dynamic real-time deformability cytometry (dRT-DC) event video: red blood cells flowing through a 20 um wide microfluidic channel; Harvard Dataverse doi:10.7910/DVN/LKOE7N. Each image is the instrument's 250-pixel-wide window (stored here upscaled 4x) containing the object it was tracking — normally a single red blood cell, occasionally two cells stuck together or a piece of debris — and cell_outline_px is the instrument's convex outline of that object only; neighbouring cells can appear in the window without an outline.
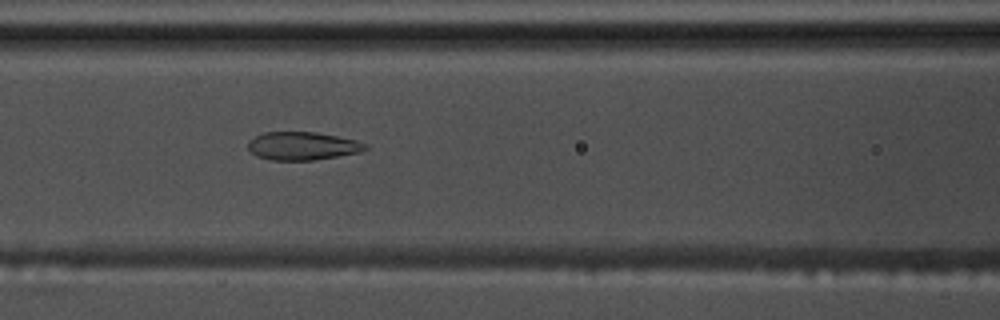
{"species": "common noctule bat (a hibernating species)", "species_latin": "Nyctalus noctula", "temperature_condition": "warm", "stored_images_in_passage": 46, "camera_frame_rate_fps": 3000, "um_per_image_px": 0.085, "animal": {"sex": "male", "body_mass_g": 17.5, "forearm_length_mm": 52.3}, "frame": {"image": 1, "passage_image": 14, "time_ms": 4.333, "image_size_px": [1000, 320], "cell_outline_px": [[368, 148], [360, 152], [340, 156], [312, 160], [272, 160], [256, 156], [248, 148], [248, 140], [264, 132], [316, 132], [356, 140], [368, 144]], "centroid_in_image_um": [25.72, 12.41], "position_along_channel_um": 140.9, "area_um2": 19.25}}
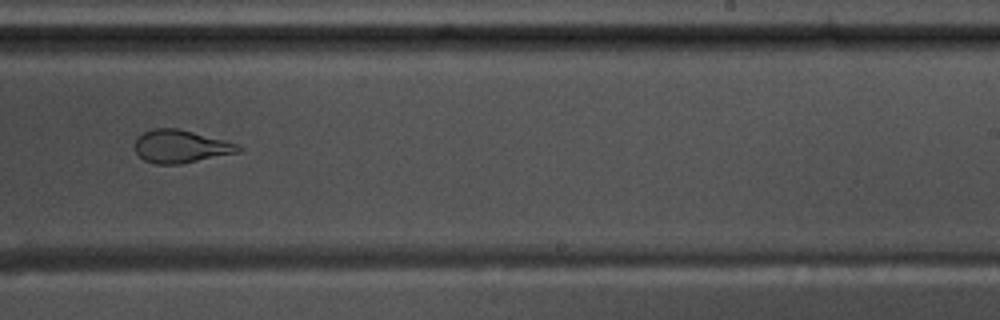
{"frame": {"image": 2, "passage_image": 25, "time_ms": 8.0, "image_size_px": [1000, 320], "cell_outline_px": [[244, 148], [240, 152], [180, 164], [156, 164], [144, 160], [136, 152], [136, 140], [144, 132], [152, 128], [176, 128], [224, 140], [236, 144]], "centroid_in_image_um": [15.37, 12.45], "position_along_channel_um": 273.6, "area_um2": 19.54}}
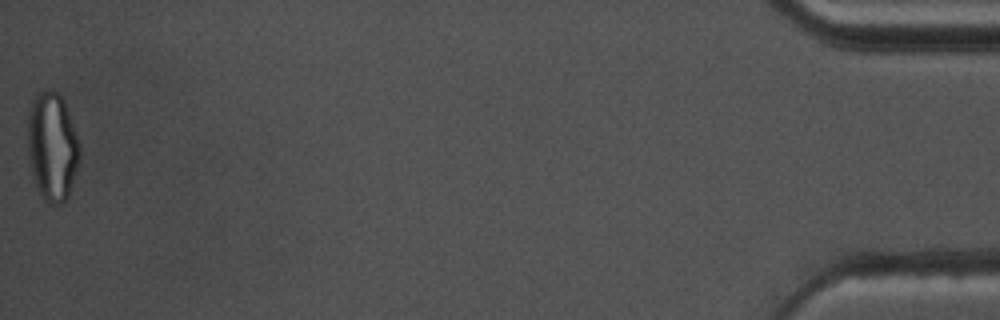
{"frame": {"image": 3, "passage_image": 46, "time_ms": 15.0, "image_size_px": [1000, 320], "cell_outline_px": [[80, 156], [68, 196], [60, 204], [48, 204], [40, 192], [36, 184], [32, 172], [28, 148], [28, 112], [32, 100], [40, 92], [56, 92], [64, 100], [80, 144]], "centroid_in_image_um": [4.45, 12.46], "position_along_channel_um": 430.8, "area_um2": 32.25}, "authors_computed_cell_mechanics": {"area_um2": 21.5305, "velocity_mm_per_s": 3.6309, "shape_relaxation_time_tau1_ms": null, "shape_relaxation_time_tau2_ms": 1.1733, "deformation_change_tau1": null, "deformation_change_tau2": 0.0723}}